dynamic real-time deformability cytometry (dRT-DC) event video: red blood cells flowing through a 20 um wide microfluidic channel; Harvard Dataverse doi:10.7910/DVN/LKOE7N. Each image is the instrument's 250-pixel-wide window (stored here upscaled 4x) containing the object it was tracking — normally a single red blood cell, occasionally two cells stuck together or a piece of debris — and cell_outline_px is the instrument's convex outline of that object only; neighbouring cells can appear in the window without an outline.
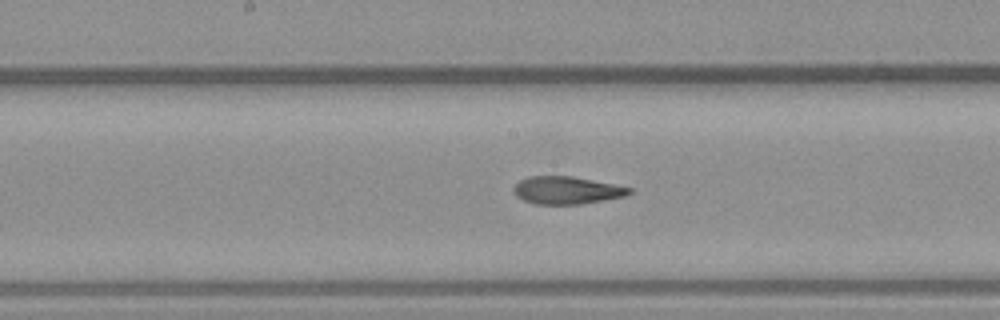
{"species": "common noctule bat (a hibernating species)", "species_latin": "Nyctalus noctula", "temperature_condition": "warm", "stored_images_in_passage": 31, "camera_frame_rate_fps": 3000, "um_per_image_px": 0.085, "animal": {"sex": "male", "body_mass_g": 23.1, "forearm_length_mm": 52.7}, "frame": {"image": 1, "passage_image": 10, "time_ms": 3.0, "image_size_px": [1000, 320], "cell_outline_px": [[632, 192], [628, 196], [580, 204], [536, 204], [524, 200], [516, 196], [512, 188], [520, 180], [528, 176], [572, 176], [632, 188]], "centroid_in_image_um": [48.17, 16.17], "position_along_channel_um": 200.0, "area_um2": 18.55}}
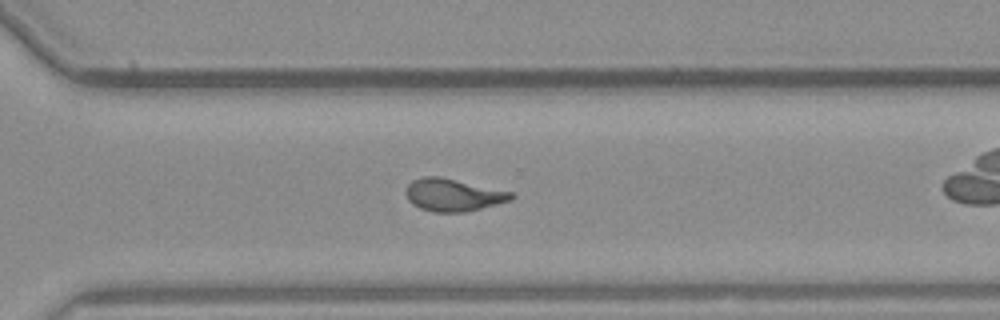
{"frame": {"image": 2, "passage_image": 18, "time_ms": 5.667, "image_size_px": [1000, 320], "cell_outline_px": [[516, 196], [512, 200], [464, 212], [432, 212], [420, 208], [412, 204], [408, 200], [404, 192], [408, 184], [412, 180], [424, 176], [440, 176], [512, 192]], "centroid_in_image_um": [38.48, 16.56], "position_along_channel_um": 332.1, "area_um2": 20.0}}